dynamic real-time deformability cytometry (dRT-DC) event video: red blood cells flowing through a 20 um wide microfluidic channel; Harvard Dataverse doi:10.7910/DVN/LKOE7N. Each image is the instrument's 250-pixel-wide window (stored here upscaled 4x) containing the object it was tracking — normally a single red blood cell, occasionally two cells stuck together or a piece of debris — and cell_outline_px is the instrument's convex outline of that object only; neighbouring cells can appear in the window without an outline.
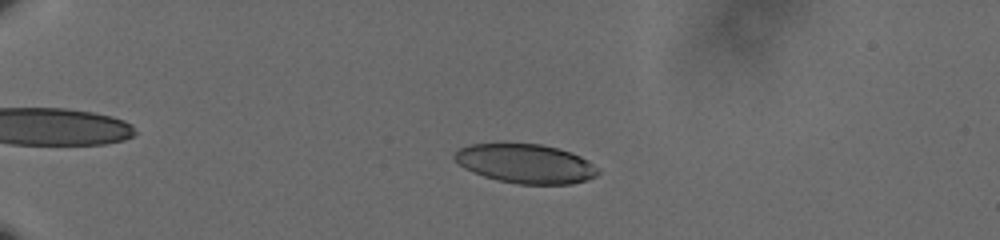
{"species": "human", "species_latin": "Homo sapiens", "temperature_condition": "cold", "stored_images_in_passage": 61, "camera_frame_rate_fps": 3000, "um_per_image_px": 0.085, "donor": {"sex": "male"}, "frame": {"image": 1, "passage_image": 17, "time_ms": 5.333, "image_size_px": [1000, 240], "cell_outline_px": [[600, 172], [596, 176], [588, 180], [572, 184], [516, 184], [484, 176], [472, 172], [464, 168], [452, 156], [460, 148], [472, 144], [504, 140], [540, 144], [572, 152], [588, 160]], "centroid_in_image_um": [44.65, 13.87], "position_along_channel_um": 40.4, "area_um2": 33.52}}
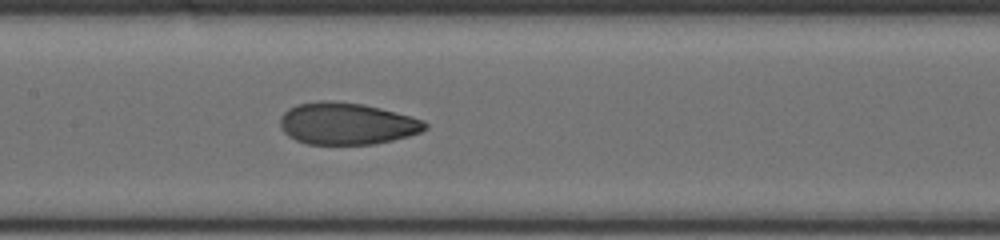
{"frame": {"image": 2, "passage_image": 34, "time_ms": 11.0, "image_size_px": [1000, 240], "cell_outline_px": [[428, 128], [420, 132], [408, 136], [376, 144], [308, 144], [296, 140], [288, 136], [280, 128], [280, 116], [288, 108], [296, 104], [320, 100], [328, 100], [360, 104], [380, 108], [424, 120], [428, 124]], "centroid_in_image_um": [29.45, 10.51], "position_along_channel_um": 178.0, "area_um2": 35.43}}
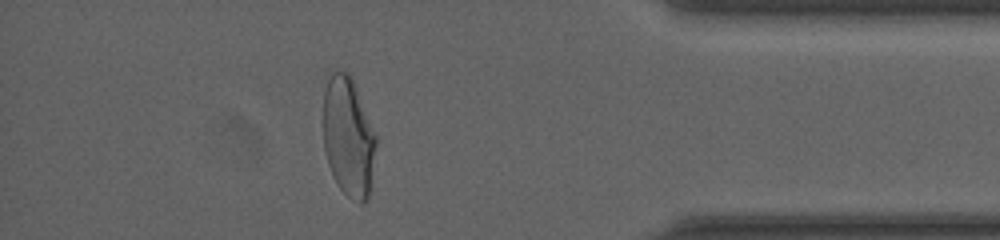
{"frame": {"image": 3, "passage_image": 55, "time_ms": 18.0, "image_size_px": [1000, 240], "cell_outline_px": [[376, 144], [368, 196], [360, 204], [352, 200], [340, 188], [332, 176], [328, 164], [324, 148], [324, 92], [328, 80], [332, 72], [336, 68], [348, 72], [352, 80], [376, 136]], "centroid_in_image_um": [29.58, 11.64], "position_along_channel_um": 405.6, "area_um2": 36.13}, "authors_computed_cell_mechanics": {"area_um2": 34.969, "velocity_mm_per_s": 3.6144, "shape_relaxation_time_tau1_ms": 5.0013, "shape_relaxation_time_tau2_ms": 1.2926, "deformation_change_tau1": 0.1757, "deformation_change_tau2": 0.0694}}